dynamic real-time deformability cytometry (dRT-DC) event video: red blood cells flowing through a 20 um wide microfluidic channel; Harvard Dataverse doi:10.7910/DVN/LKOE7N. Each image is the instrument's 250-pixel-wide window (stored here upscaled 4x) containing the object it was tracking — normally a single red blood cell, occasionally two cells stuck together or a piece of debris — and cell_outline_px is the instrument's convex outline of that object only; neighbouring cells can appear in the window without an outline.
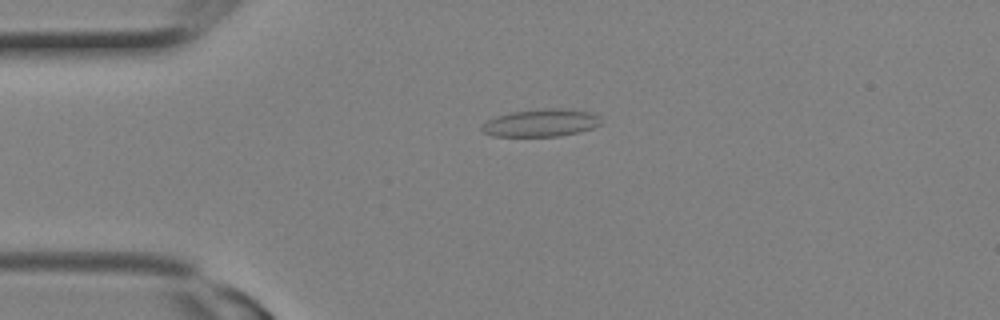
{"species": "Egyptian fruit bat (a non-hibernating species)", "species_latin": "Rousettus aegyptiacus", "temperature_condition": "room temperature", "stored_images_in_passage": 7, "camera_frame_rate_fps": 3000, "um_per_image_px": 0.085, "animal": {"sex": "female"}, "frame": {"image": 1, "passage_image": 2, "time_ms": 0.333, "image_size_px": [1000, 320], "cell_outline_px": [[600, 124], [592, 128], [580, 132], [560, 136], [492, 136], [484, 132], [480, 128], [488, 120], [496, 116], [512, 112], [544, 108], [572, 108], [588, 112], [600, 116]], "centroid_in_image_um": [46.01, 10.44], "position_along_channel_um": 39.0, "area_um2": 19.19}}
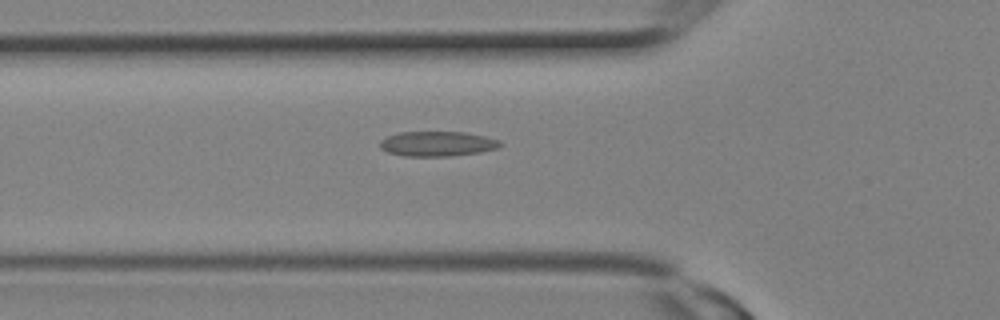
{"frame": {"image": 2, "passage_image": 5, "time_ms": 1.333, "image_size_px": [1000, 320], "cell_outline_px": [[500, 148], [480, 152], [448, 156], [404, 156], [388, 152], [380, 148], [380, 140], [388, 136], [400, 132], [464, 132], [484, 136], [500, 140]], "centroid_in_image_um": [37.17, 12.22], "position_along_channel_um": 88.6, "area_um2": 17.4}}
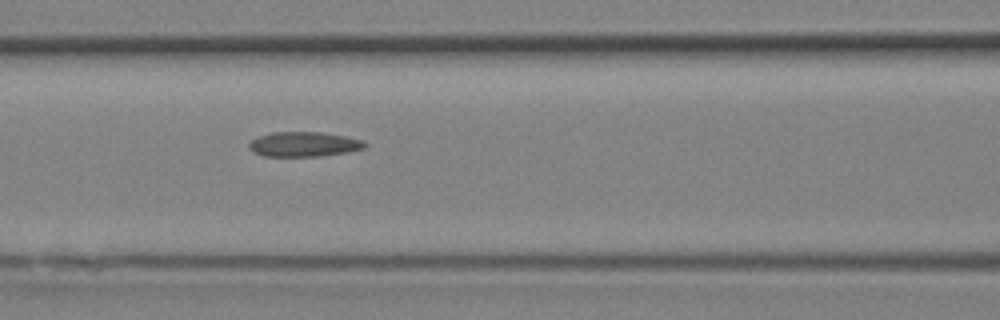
{"frame": {"image": 3, "passage_image": 7, "time_ms": 2.0, "image_size_px": [1000, 320], "cell_outline_px": [[368, 144], [364, 148], [348, 152], [320, 156], [264, 156], [252, 152], [248, 148], [248, 144], [256, 136], [272, 132], [320, 132], [344, 136], [364, 140]], "centroid_in_image_um": [25.81, 12.26], "position_along_channel_um": 140.8, "area_um2": 16.88}}